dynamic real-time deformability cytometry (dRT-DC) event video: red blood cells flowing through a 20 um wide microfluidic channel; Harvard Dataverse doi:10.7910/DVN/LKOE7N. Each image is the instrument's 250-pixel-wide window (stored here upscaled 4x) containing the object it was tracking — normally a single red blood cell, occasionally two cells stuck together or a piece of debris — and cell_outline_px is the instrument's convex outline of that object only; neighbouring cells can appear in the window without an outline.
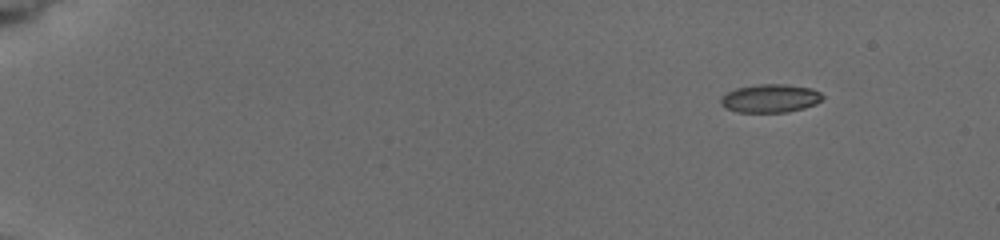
{"species": "common noctule bat (a hibernating species)", "species_latin": "Nyctalus noctula", "temperature_condition": "cold", "stored_images_in_passage": 5, "camera_frame_rate_fps": 3000, "um_per_image_px": 0.085, "animal": {"sex": "female", "body_mass_g": 19.5, "forearm_length_mm": 54.1}, "frame": {"image": 1, "passage_image": 1, "time_ms": 0.0, "image_size_px": [1000, 240], "cell_outline_px": [[824, 96], [816, 104], [804, 108], [788, 112], [736, 112], [720, 104], [720, 100], [728, 92], [736, 88], [760, 84], [784, 84], [812, 88], [820, 92]], "centroid_in_image_um": [65.5, 8.36], "position_along_channel_um": 19.5, "area_um2": 16.7}}
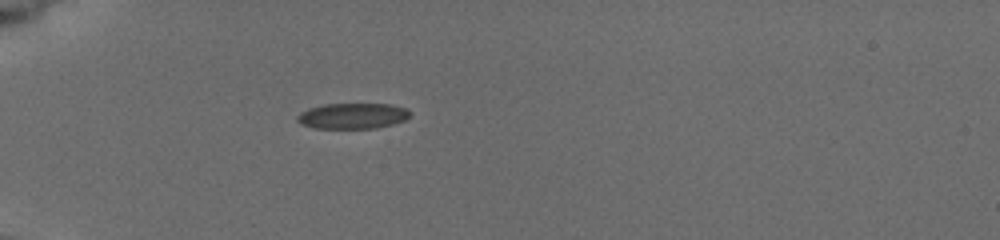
{"frame": {"image": 2, "passage_image": 5, "time_ms": 4.0, "image_size_px": [1000, 240], "cell_outline_px": [[408, 116], [404, 120], [392, 124], [376, 128], [316, 128], [304, 124], [296, 120], [296, 116], [300, 112], [308, 108], [324, 104], [388, 104], [404, 108], [408, 112]], "centroid_in_image_um": [29.92, 9.85], "position_along_channel_um": 55.1, "area_um2": 16.59}}